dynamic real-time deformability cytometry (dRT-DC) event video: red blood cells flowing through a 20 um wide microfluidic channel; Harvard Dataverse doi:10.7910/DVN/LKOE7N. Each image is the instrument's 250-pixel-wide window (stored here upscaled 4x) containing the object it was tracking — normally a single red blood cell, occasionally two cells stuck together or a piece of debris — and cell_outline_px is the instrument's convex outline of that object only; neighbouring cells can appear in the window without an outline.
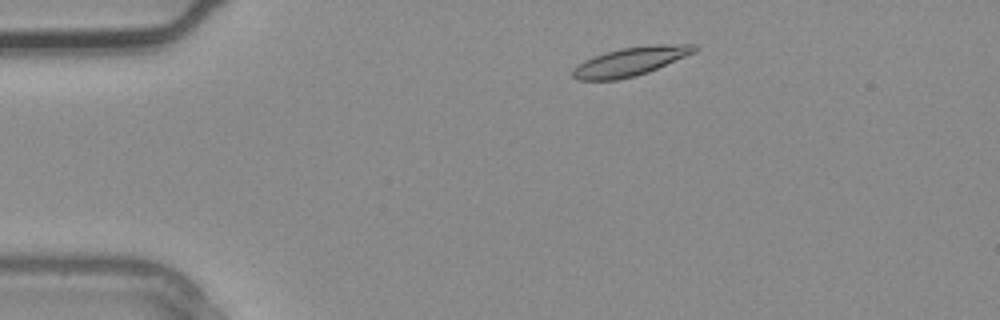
{"species": "common noctule bat (a hibernating species)", "species_latin": "Nyctalus noctula", "temperature_condition": "warm", "stored_images_in_passage": 3, "camera_frame_rate_fps": 3000, "um_per_image_px": 0.085, "animal": {"sex": "male", "body_mass_g": 20.4}, "frame": {"image": 1, "passage_image": 1, "time_ms": 0.0, "image_size_px": [1000, 320], "cell_outline_px": [[700, 48], [696, 52], [648, 72], [636, 76], [616, 80], [576, 80], [572, 76], [572, 68], [584, 60], [592, 56], [624, 48], [652, 44], [696, 44]], "centroid_in_image_um": [53.6, 5.22], "position_along_channel_um": 31.4, "area_um2": 20.46}}
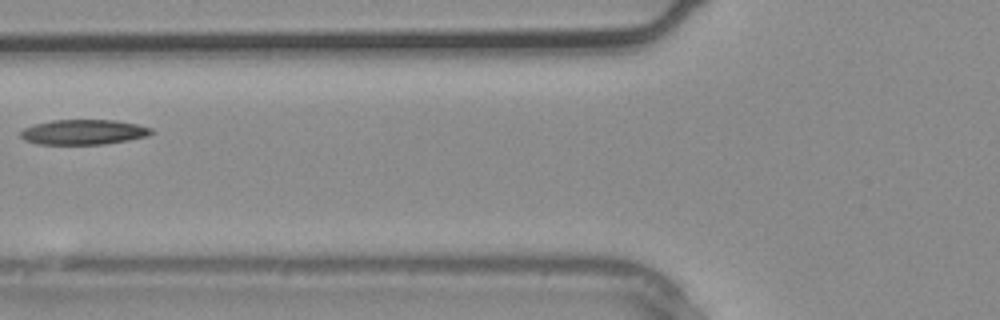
{"frame": {"image": 2, "passage_image": 3, "time_ms": 0.667, "image_size_px": [1000, 320], "cell_outline_px": [[156, 132], [148, 136], [128, 140], [104, 144], [36, 144], [24, 140], [20, 136], [20, 132], [24, 128], [36, 124], [52, 120], [116, 120], [136, 124], [152, 128]], "centroid_in_image_um": [7.12, 11.23], "position_along_channel_um": 118.7, "area_um2": 19.13}}